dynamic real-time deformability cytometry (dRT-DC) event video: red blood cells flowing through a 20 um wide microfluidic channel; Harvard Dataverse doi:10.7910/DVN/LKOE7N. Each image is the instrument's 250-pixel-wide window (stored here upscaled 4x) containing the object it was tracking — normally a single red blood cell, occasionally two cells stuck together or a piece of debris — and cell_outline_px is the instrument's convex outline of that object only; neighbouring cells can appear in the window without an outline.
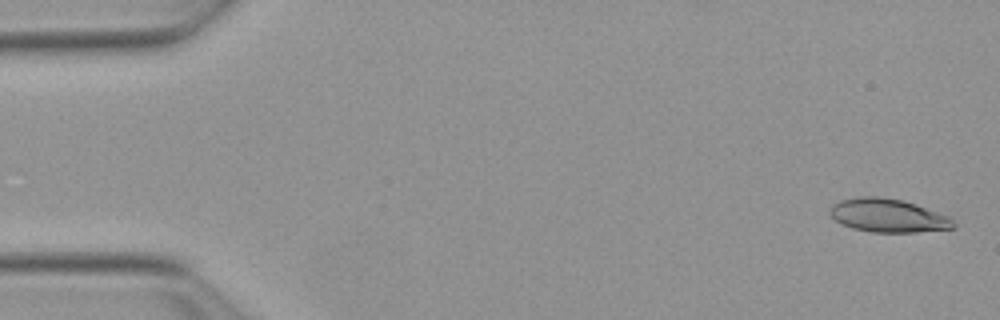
{"species": "Egyptian fruit bat (a non-hibernating species)", "species_latin": "Rousettus aegyptiacus", "temperature_condition": "warm", "stored_images_in_passage": 53, "camera_frame_rate_fps": 3000, "um_per_image_px": 0.085, "animal": {"sex": "female"}, "frame": {"image": 1, "passage_image": 2, "time_ms": 0.333, "image_size_px": [1000, 320], "cell_outline_px": [[956, 228], [916, 232], [872, 232], [852, 228], [840, 224], [828, 212], [832, 204], [840, 200], [860, 196], [880, 196], [900, 200], [916, 204], [948, 216], [956, 224]], "centroid_in_image_um": [75.46, 18.32], "position_along_channel_um": 9.5, "area_um2": 24.1}}
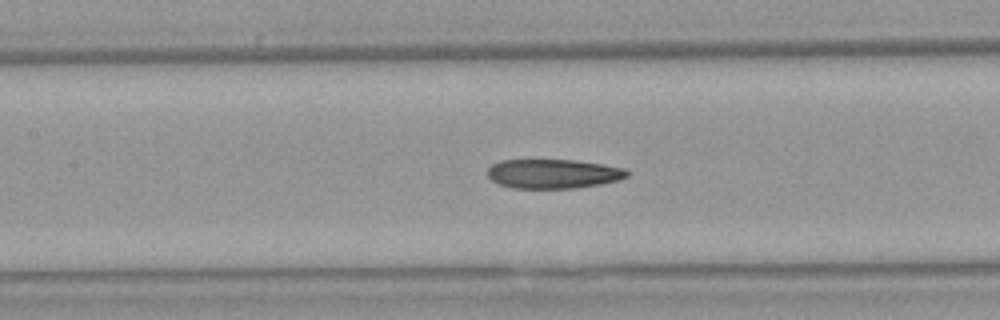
{"frame": {"image": 2, "passage_image": 24, "time_ms": 7.667, "image_size_px": [1000, 320], "cell_outline_px": [[628, 176], [620, 180], [600, 184], [572, 188], [512, 188], [500, 184], [492, 180], [488, 176], [488, 168], [492, 164], [500, 160], [576, 160], [624, 168], [628, 172]], "centroid_in_image_um": [47.01, 14.77], "position_along_channel_um": 160.4, "area_um2": 23.7}}
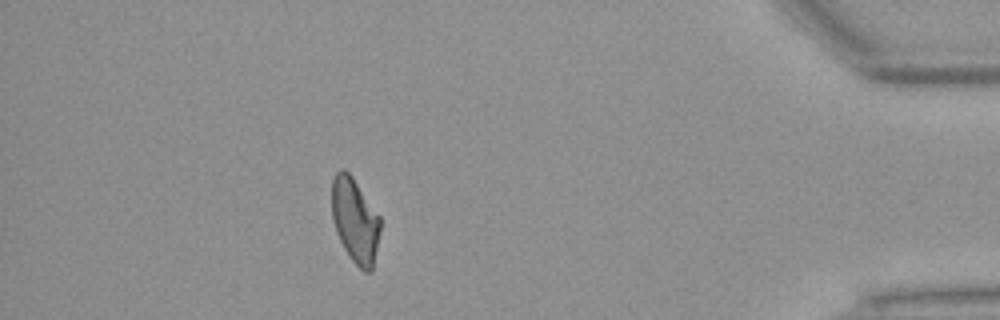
{"frame": {"image": 3, "passage_image": 47, "time_ms": 15.333, "image_size_px": [1000, 320], "cell_outline_px": [[380, 232], [372, 268], [368, 272], [364, 272], [348, 256], [336, 232], [332, 220], [332, 180], [336, 172], [340, 168], [344, 168], [352, 176], [380, 216]], "centroid_in_image_um": [30.16, 18.71], "position_along_channel_um": 405.0, "area_um2": 23.87}, "authors_computed_cell_mechanics": {"area_um2": 24.565, "velocity_mm_per_s": 3.8633, "shape_relaxation_time_tau1_ms": null, "shape_relaxation_time_tau2_ms": 3.399, "deformation_change_tau1": null, "deformation_change_tau2": 0.1212}}